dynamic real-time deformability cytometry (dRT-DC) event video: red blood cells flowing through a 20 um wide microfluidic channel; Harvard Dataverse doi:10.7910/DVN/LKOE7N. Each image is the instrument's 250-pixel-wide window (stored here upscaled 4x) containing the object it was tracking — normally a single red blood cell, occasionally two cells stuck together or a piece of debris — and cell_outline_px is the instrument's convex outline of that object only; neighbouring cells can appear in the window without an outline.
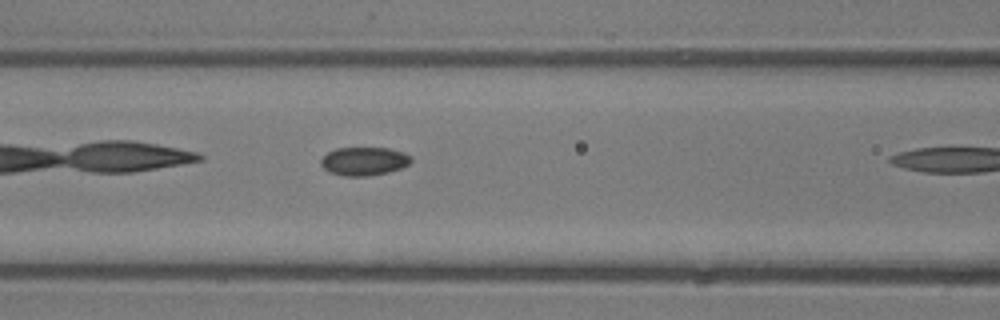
{"species": "common noctule bat (a hibernating species)", "species_latin": "Nyctalus noctula", "temperature_condition": "room temperature", "stored_images_in_passage": 10, "camera_frame_rate_fps": 3000, "um_per_image_px": 0.085, "animal": {"sex": "male", "body_mass_g": 13.3}, "frame": {"image": 1, "passage_image": 6, "time_ms": 1.667, "image_size_px": [1000, 320], "cell_outline_px": [[412, 160], [408, 164], [400, 168], [388, 172], [368, 176], [344, 176], [328, 172], [320, 164], [320, 160], [328, 152], [336, 148], [388, 148], [404, 152], [412, 156]], "centroid_in_image_um": [30.94, 13.7], "position_along_channel_um": 135.7, "area_um2": 14.97}}